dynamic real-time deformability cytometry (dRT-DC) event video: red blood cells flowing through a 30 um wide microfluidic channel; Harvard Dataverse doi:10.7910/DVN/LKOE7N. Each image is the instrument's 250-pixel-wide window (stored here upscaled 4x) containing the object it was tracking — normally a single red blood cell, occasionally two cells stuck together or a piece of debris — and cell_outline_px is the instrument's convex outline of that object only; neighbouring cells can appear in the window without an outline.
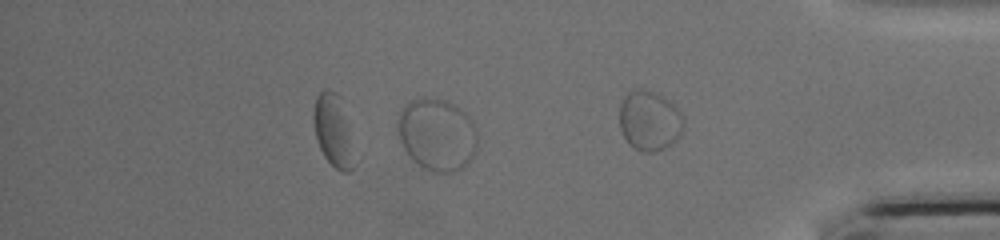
{"species": "common noctule bat (a hibernating species)", "species_latin": "Nyctalus noctula", "temperature_condition": "cold", "stored_images_in_passage": 36, "segment_of_instrument_passage": [2, 2], "camera_frame_rate_fps": 3000, "um_per_image_px": 0.085, "animal": {"sex": "female", "body_mass_g": 17.0, "forearm_length_mm": 48.0}, "frame": {"image": 1, "passage_image": 28, "time_ms": 9.0, "image_size_px": [1000, 240], "cell_outline_px": [[476, 152], [468, 164], [464, 168], [452, 172], [432, 172], [424, 168], [412, 160], [408, 156], [400, 144], [396, 132], [396, 120], [400, 108], [408, 100], [424, 96], [428, 96], [444, 100], [460, 108], [472, 120], [476, 128]], "centroid_in_image_um": [37.08, 11.42], "position_along_channel_um": 398.1, "area_um2": 34.56}}